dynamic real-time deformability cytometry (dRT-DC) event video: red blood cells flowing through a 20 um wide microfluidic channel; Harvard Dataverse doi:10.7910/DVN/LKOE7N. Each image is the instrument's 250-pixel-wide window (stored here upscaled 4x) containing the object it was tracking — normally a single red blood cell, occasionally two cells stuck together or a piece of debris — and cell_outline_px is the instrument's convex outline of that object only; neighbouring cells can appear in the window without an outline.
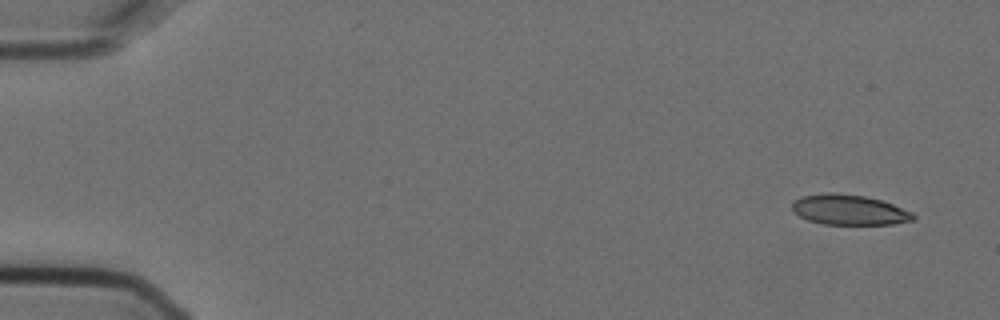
{"species": "Egyptian fruit bat (a non-hibernating species)", "species_latin": "Rousettus aegyptiacus", "temperature_condition": "cold", "stored_images_in_passage": 5, "camera_frame_rate_fps": 3000, "um_per_image_px": 0.085, "animal": {"sex": "female"}, "frame": {"image": 1, "passage_image": 1, "time_ms": 0.0, "image_size_px": [1000, 320], "cell_outline_px": [[916, 220], [892, 224], [824, 224], [808, 220], [792, 212], [792, 200], [800, 196], [828, 192], [832, 192], [864, 196], [880, 200], [892, 204], [912, 212], [916, 216]], "centroid_in_image_um": [72.15, 17.83], "position_along_channel_um": 12.9, "area_um2": 21.44}}
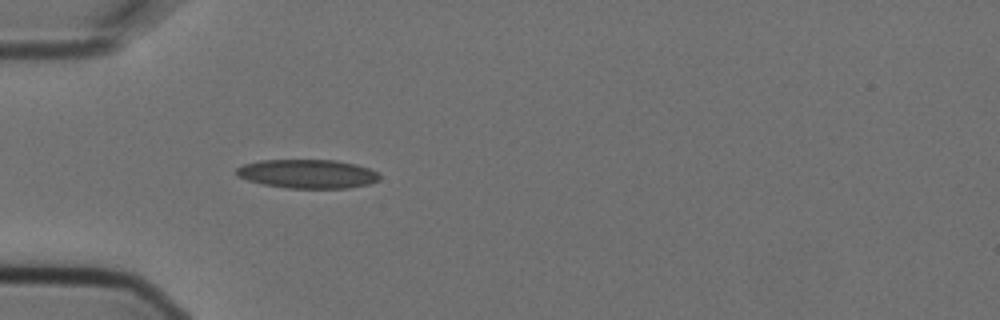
{"frame": {"image": 2, "passage_image": 5, "time_ms": 1.333, "image_size_px": [1000, 320], "cell_outline_px": [[380, 176], [376, 180], [368, 184], [348, 188], [288, 188], [264, 184], [248, 180], [236, 176], [236, 168], [244, 164], [260, 160], [336, 160], [368, 168], [376, 172]], "centroid_in_image_um": [26.09, 14.77], "position_along_channel_um": 58.9, "area_um2": 23.81}}